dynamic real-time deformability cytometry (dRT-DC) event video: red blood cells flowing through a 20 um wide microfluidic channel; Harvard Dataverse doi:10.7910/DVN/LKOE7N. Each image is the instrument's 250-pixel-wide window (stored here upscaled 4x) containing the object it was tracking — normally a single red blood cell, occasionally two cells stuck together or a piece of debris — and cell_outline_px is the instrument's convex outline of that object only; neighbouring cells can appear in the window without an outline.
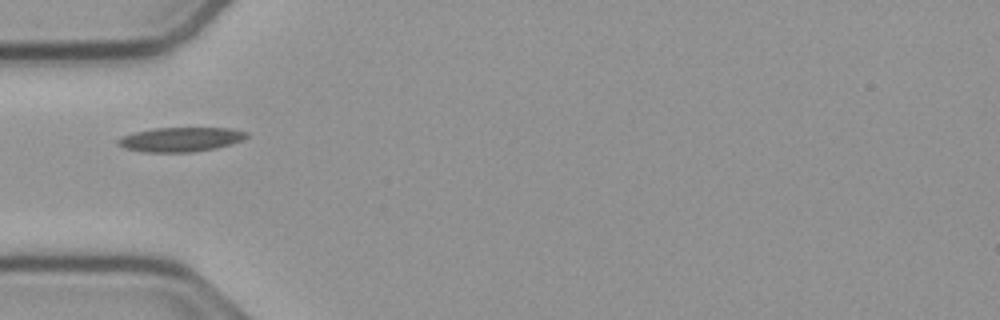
{"species": "common noctule bat (a hibernating species)", "species_latin": "Nyctalus noctula", "temperature_condition": "cold", "stored_images_in_passage": 35, "camera_frame_rate_fps": 3000, "um_per_image_px": 0.085, "animal": {"sex": "male", "body_mass_g": 23.1, "forearm_length_mm": 52.7}, "frame": {"image": 1, "passage_image": 1, "time_ms": 0.0, "image_size_px": [1000, 320], "cell_outline_px": [[248, 136], [240, 140], [228, 144], [212, 148], [192, 152], [144, 152], [124, 148], [116, 144], [116, 140], [120, 136], [152, 128], [228, 128], [248, 132]], "centroid_in_image_um": [15.26, 11.84], "position_along_channel_um": 69.7, "area_um2": 18.09}}
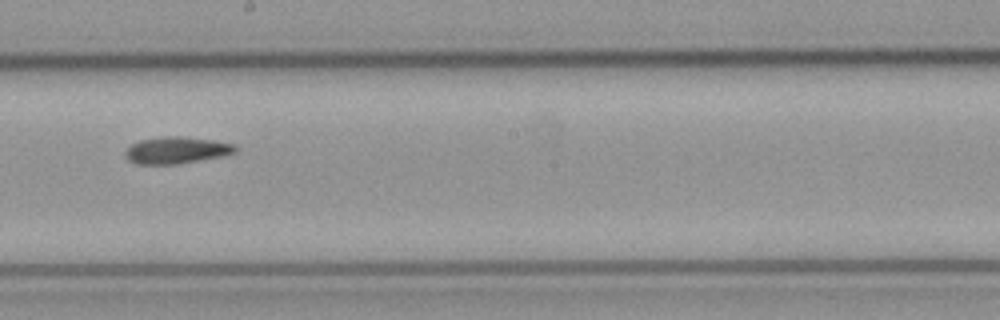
{"frame": {"image": 2, "passage_image": 14, "time_ms": 4.333, "image_size_px": [1000, 320], "cell_outline_px": [[236, 152], [220, 156], [176, 164], [136, 164], [128, 160], [124, 156], [124, 152], [132, 144], [140, 140], [160, 136], [184, 136], [212, 140], [232, 144], [236, 148]], "centroid_in_image_um": [14.93, 12.76], "position_along_channel_um": 233.3, "area_um2": 17.05}}
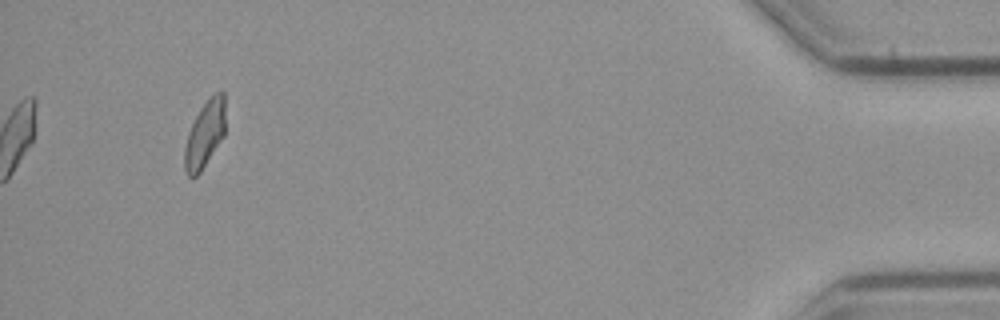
{"frame": {"image": 3, "passage_image": 35, "time_ms": 11.333, "image_size_px": [1000, 320], "cell_outline_px": [[224, 136], [200, 172], [196, 176], [188, 176], [184, 168], [184, 148], [188, 132], [200, 108], [208, 96], [220, 88], [224, 92]], "centroid_in_image_um": [17.41, 11.35], "position_along_channel_um": 417.8, "area_um2": 15.95}}